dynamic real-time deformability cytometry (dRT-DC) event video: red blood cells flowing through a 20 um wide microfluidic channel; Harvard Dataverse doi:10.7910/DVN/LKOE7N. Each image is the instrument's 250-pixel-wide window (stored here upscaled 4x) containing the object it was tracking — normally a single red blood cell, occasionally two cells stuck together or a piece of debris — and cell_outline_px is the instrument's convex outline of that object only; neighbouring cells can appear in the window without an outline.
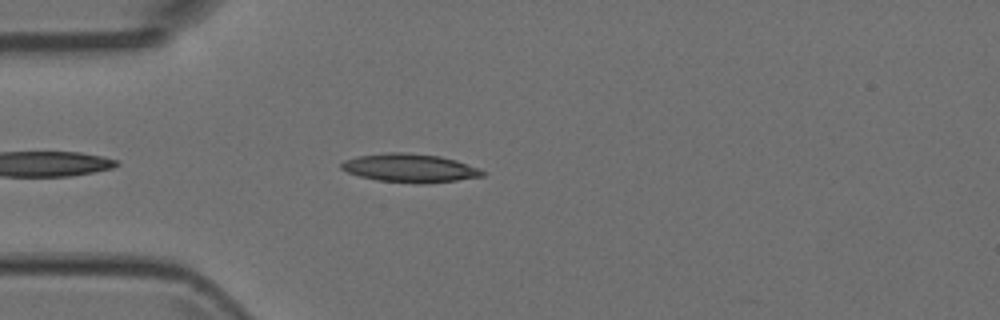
{"species": "Egyptian fruit bat (a non-hibernating species)", "species_latin": "Rousettus aegyptiacus", "temperature_condition": "room temperature", "stored_images_in_passage": 4, "camera_frame_rate_fps": 3000, "um_per_image_px": 0.085, "animal": {"sex": "female"}, "frame": {"image": 1, "passage_image": 4, "time_ms": 1.0, "image_size_px": [1000, 320], "cell_outline_px": [[484, 176], [456, 180], [376, 180], [360, 176], [348, 172], [340, 168], [340, 164], [344, 160], [356, 156], [388, 152], [408, 152], [440, 156], [456, 160], [480, 168], [484, 172]], "centroid_in_image_um": [34.79, 14.21], "position_along_channel_um": 50.2, "area_um2": 22.37}}